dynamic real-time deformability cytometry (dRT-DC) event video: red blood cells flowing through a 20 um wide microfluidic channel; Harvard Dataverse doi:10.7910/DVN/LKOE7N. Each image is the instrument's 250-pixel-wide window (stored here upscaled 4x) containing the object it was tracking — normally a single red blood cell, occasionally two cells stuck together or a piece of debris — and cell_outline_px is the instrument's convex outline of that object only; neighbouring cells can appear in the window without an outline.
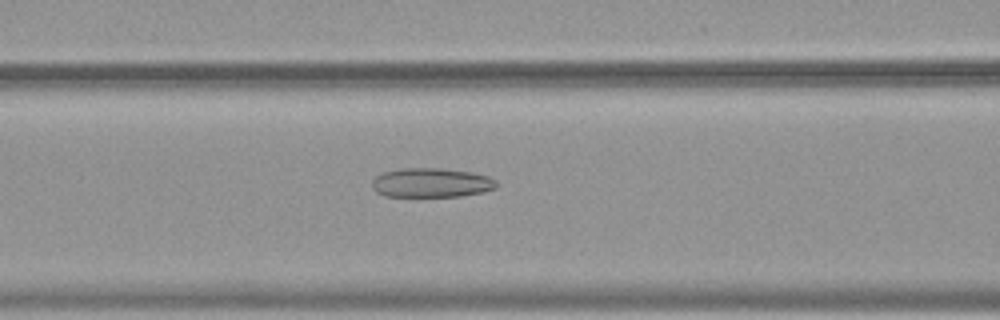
{"species": "common noctule bat (a hibernating species)", "species_latin": "Nyctalus noctula", "temperature_condition": "warm", "stored_images_in_passage": 54, "camera_frame_rate_fps": 3000, "um_per_image_px": 0.085, "animal": {"sex": "female", "body_mass_g": 19.9}, "frame": {"image": 1, "passage_image": 23, "time_ms": 7.333, "image_size_px": [1000, 320], "cell_outline_px": [[496, 188], [484, 192], [460, 196], [384, 196], [376, 192], [372, 188], [372, 180], [380, 172], [400, 168], [440, 168], [472, 172], [488, 176], [496, 180]], "centroid_in_image_um": [36.63, 15.52], "position_along_channel_um": 130.0, "area_um2": 21.44}}
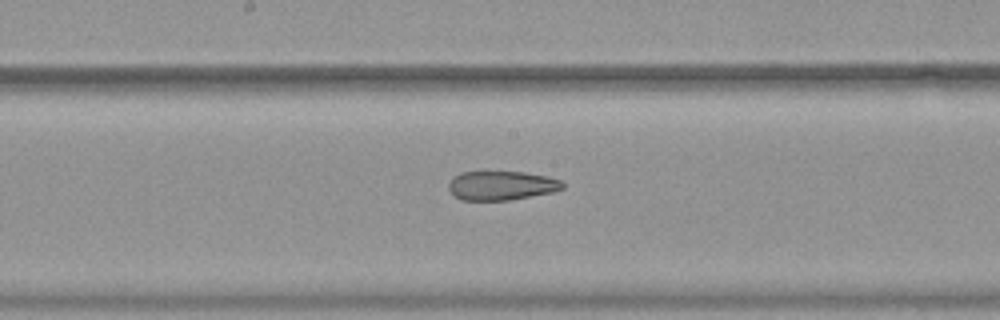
{"frame": {"image": 2, "passage_image": 29, "time_ms": 9.333, "image_size_px": [1000, 320], "cell_outline_px": [[564, 188], [552, 192], [508, 200], [460, 200], [448, 188], [448, 184], [460, 172], [484, 168], [524, 172], [548, 176], [560, 180], [564, 184]], "centroid_in_image_um": [42.6, 15.71], "position_along_channel_um": 205.6, "area_um2": 20.06}}
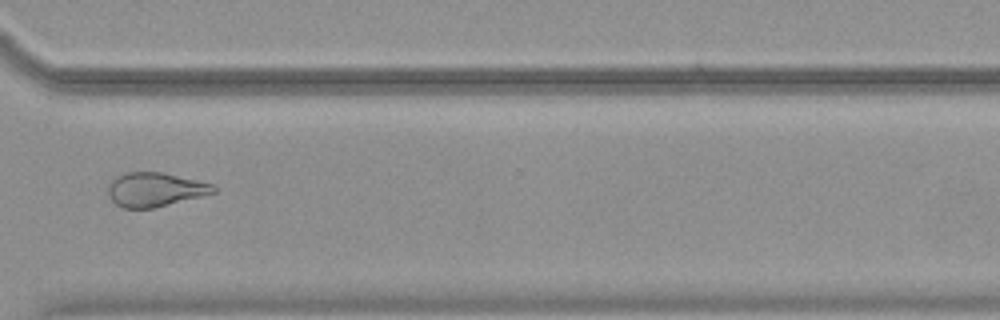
{"frame": {"image": 3, "passage_image": 41, "time_ms": 13.333, "image_size_px": [1000, 320], "cell_outline_px": [[216, 192], [152, 208], [124, 208], [116, 204], [108, 196], [108, 184], [116, 176], [128, 172], [160, 172], [196, 180], [212, 184], [216, 188]], "centroid_in_image_um": [13.13, 16.11], "position_along_channel_um": 357.5, "area_um2": 20.58}, "authors_computed_cell_mechanics": {"area_um2": 24.7962, "velocity_mm_per_s": 3.7958, "shape_relaxation_time_tau1_ms": null, "shape_relaxation_time_tau2_ms": 3.327, "deformation_change_tau1": null, "deformation_change_tau2": 0.1215}}